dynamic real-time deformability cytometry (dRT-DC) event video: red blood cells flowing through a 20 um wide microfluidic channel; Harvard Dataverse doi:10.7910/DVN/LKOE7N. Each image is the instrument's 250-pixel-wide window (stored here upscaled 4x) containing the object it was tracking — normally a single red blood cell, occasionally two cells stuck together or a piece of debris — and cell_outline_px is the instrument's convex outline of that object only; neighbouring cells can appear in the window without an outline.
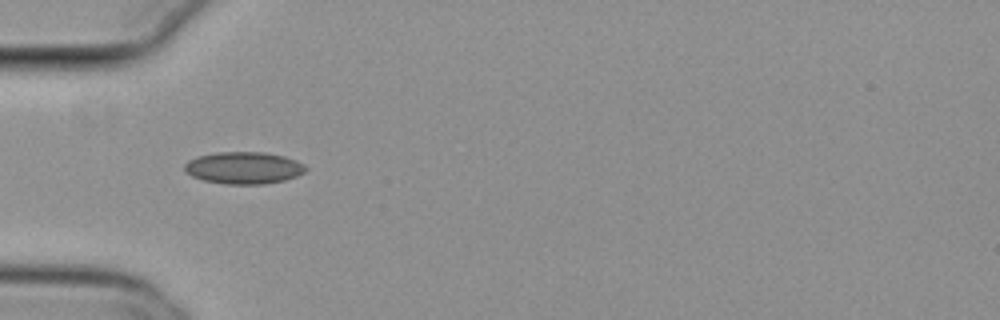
{"species": "common noctule bat (a hibernating species)", "species_latin": "Nyctalus noctula", "temperature_condition": "cold", "stored_images_in_passage": 41, "camera_frame_rate_fps": 3000, "um_per_image_px": 0.085, "animal": {"sex": "female", "body_mass_g": 29.2, "forearm_length_mm": 56.3}, "frame": {"image": 1, "passage_image": 4, "time_ms": 1.0, "image_size_px": [1000, 320], "cell_outline_px": [[308, 168], [304, 172], [296, 176], [284, 180], [264, 184], [224, 184], [204, 180], [192, 176], [184, 172], [184, 164], [188, 160], [196, 156], [216, 152], [264, 152], [284, 156], [296, 160], [304, 164]], "centroid_in_image_um": [20.69, 14.26], "position_along_channel_um": 64.3, "area_um2": 22.77}}
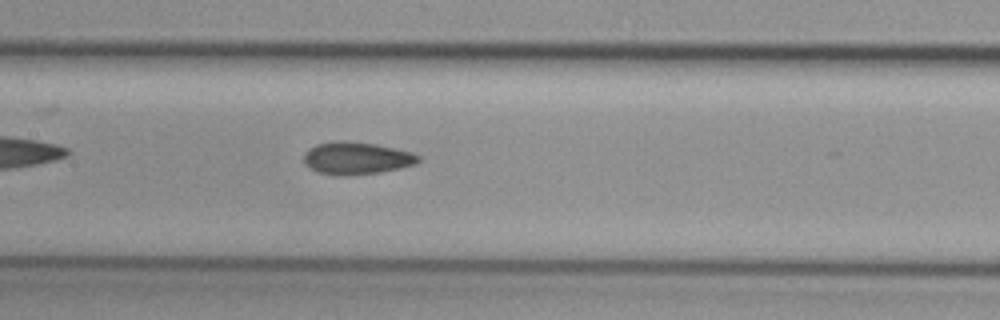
{"frame": {"image": 2, "passage_image": 13, "time_ms": 4.0, "image_size_px": [1000, 320], "cell_outline_px": [[420, 160], [416, 164], [400, 168], [380, 172], [320, 172], [304, 164], [304, 152], [308, 148], [316, 144], [376, 144], [412, 152], [420, 156]], "centroid_in_image_um": [30.39, 13.44], "position_along_channel_um": 177.0, "area_um2": 19.83}}
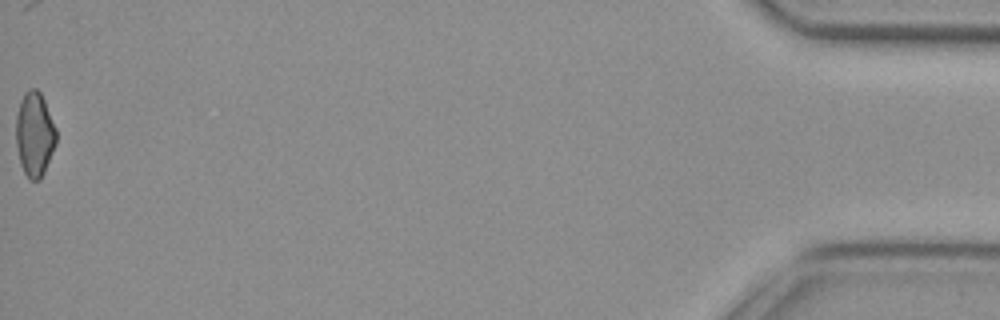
{"frame": {"image": 3, "passage_image": 41, "time_ms": 13.333, "image_size_px": [1000, 320], "cell_outline_px": [[56, 144], [44, 172], [40, 180], [28, 180], [20, 164], [16, 144], [16, 116], [20, 100], [24, 92], [28, 88], [36, 88], [40, 92], [44, 100], [56, 128]], "centroid_in_image_um": [2.93, 11.41], "position_along_channel_um": 432.3, "area_um2": 19.94}, "authors_computed_cell_mechanics": {"area_um2": 20.5768, "velocity_mm_per_s": 3.8117, "shape_relaxation_time_tau1_ms": null, "shape_relaxation_time_tau2_ms": 3.352, "deformation_change_tau1": null, "deformation_change_tau2": 0.0809}}